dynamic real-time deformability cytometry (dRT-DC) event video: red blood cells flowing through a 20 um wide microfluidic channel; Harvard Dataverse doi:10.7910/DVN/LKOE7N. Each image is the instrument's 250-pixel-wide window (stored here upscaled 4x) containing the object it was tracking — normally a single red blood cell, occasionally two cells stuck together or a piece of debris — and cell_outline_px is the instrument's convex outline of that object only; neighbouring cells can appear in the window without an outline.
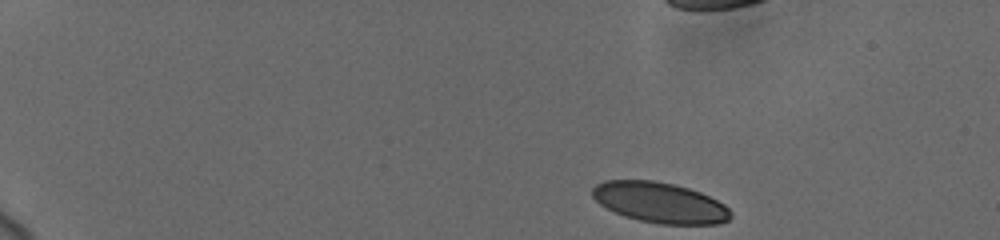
{"species": "human", "species_latin": "Homo sapiens", "temperature_condition": "cold", "stored_images_in_passage": 29, "camera_frame_rate_fps": 3000, "um_per_image_px": 0.085, "donor": {"sex": "female"}, "frame": {"image": 1, "passage_image": 1, "time_ms": 0.0, "image_size_px": [1000, 240], "cell_outline_px": [[732, 216], [728, 220], [720, 224], [660, 224], [640, 220], [624, 216], [600, 204], [592, 196], [592, 188], [596, 184], [604, 180], [652, 180], [672, 184], [688, 188], [700, 192], [724, 204], [732, 212]], "centroid_in_image_um": [56.1, 17.22], "position_along_channel_um": 28.9, "area_um2": 32.54}}
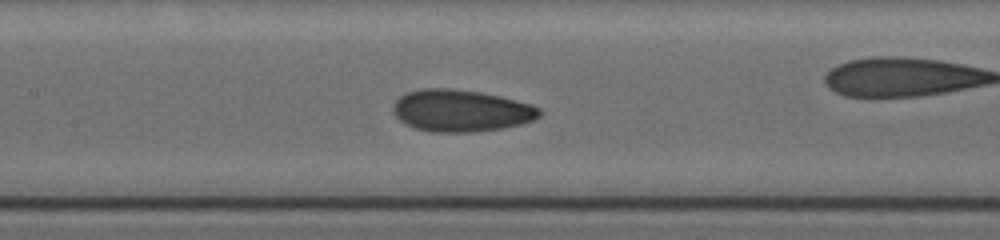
{"frame": {"image": 2, "passage_image": 22, "time_ms": 7.0, "image_size_px": [1000, 240], "cell_outline_px": [[540, 116], [532, 120], [520, 124], [500, 128], [476, 132], [432, 132], [416, 128], [404, 124], [392, 112], [392, 104], [400, 96], [408, 92], [420, 88], [448, 88], [480, 92], [500, 96], [532, 104], [540, 108]], "centroid_in_image_um": [39.15, 9.4], "position_along_channel_um": 168.3, "area_um2": 35.84}}
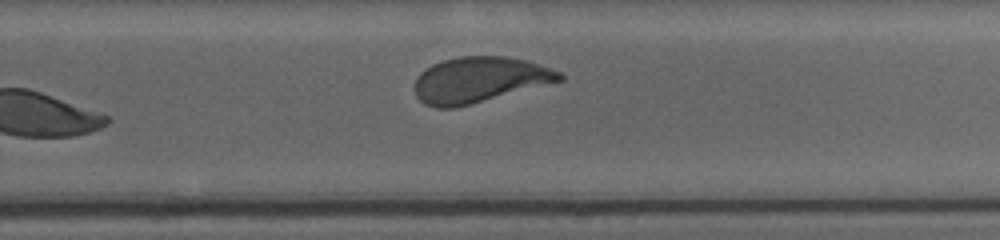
{"frame": {"image": 3, "passage_image": 29, "time_ms": 11.333, "image_size_px": [1000, 240], "cell_outline_px": [[564, 80], [452, 108], [436, 108], [424, 104], [416, 96], [416, 76], [420, 72], [432, 64], [444, 60], [460, 56], [504, 56], [524, 60], [560, 72], [564, 76]], "centroid_in_image_um": [40.71, 6.77], "position_along_channel_um": 289.1, "area_um2": 37.92}}